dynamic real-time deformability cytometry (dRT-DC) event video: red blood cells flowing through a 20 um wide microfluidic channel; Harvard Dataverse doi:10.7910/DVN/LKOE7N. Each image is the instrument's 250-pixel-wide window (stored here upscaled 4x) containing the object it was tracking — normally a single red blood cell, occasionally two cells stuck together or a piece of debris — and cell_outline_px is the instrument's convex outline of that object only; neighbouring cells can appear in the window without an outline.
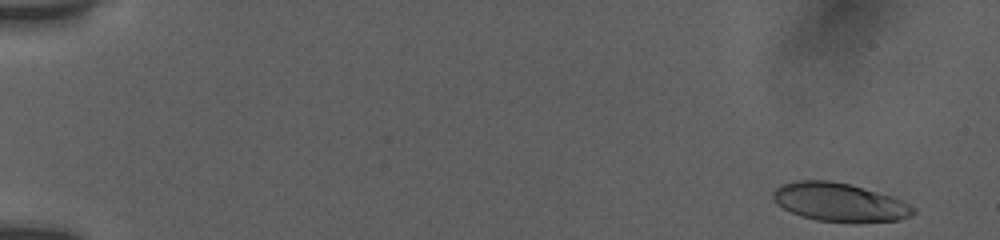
{"species": "human", "species_latin": "Homo sapiens", "temperature_condition": "room temperature", "stored_images_in_passage": 73, "camera_frame_rate_fps": 3000, "um_per_image_px": 0.085, "donor": {"sex": "female"}, "frame": {"image": 1, "passage_image": 3, "time_ms": 0.333, "image_size_px": [1000, 240], "cell_outline_px": [[916, 212], [900, 220], [856, 224], [816, 220], [800, 216], [776, 204], [772, 196], [772, 192], [780, 184], [796, 180], [828, 180], [852, 184], [892, 196], [912, 204], [916, 208]], "centroid_in_image_um": [71.39, 17.2], "position_along_channel_um": 13.6, "area_um2": 32.25}}
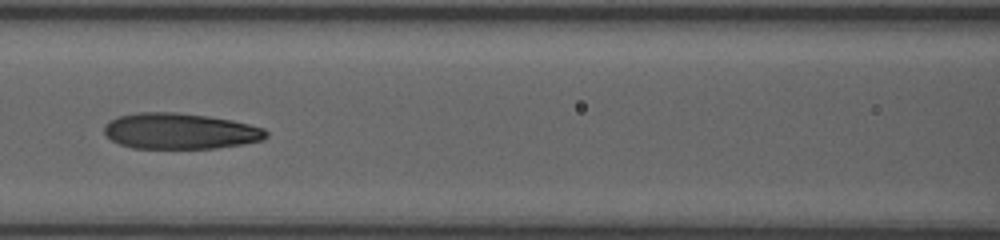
{"frame": {"image": 2, "passage_image": 36, "time_ms": 8.0, "image_size_px": [1000, 240], "cell_outline_px": [[268, 136], [264, 140], [244, 144], [216, 148], [132, 148], [120, 144], [112, 140], [104, 132], [104, 124], [108, 120], [120, 116], [136, 112], [176, 112], [208, 116], [232, 120], [264, 128], [268, 132]], "centroid_in_image_um": [15.31, 11.14], "position_along_channel_um": 151.3, "area_um2": 34.04}}
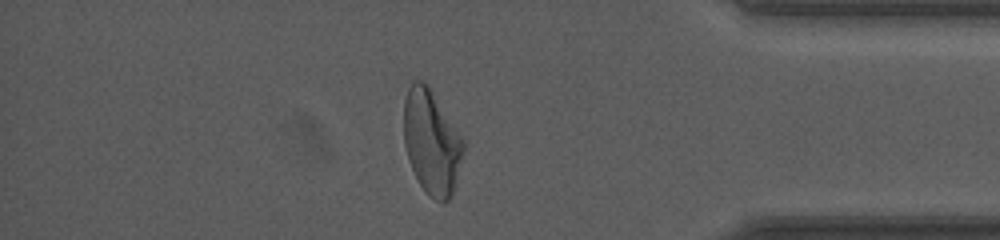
{"frame": {"image": 3, "passage_image": 65, "time_ms": 15.0, "image_size_px": [1000, 240], "cell_outline_px": [[464, 152], [452, 196], [444, 204], [428, 196], [420, 184], [408, 160], [404, 144], [404, 100], [408, 88], [416, 80], [424, 80], [428, 84], [464, 140]], "centroid_in_image_um": [36.69, 12.09], "position_along_channel_um": 398.5, "area_um2": 36.36}, "authors_computed_cell_mechanics": {"area_um2": 33.524, "velocity_mm_per_s": 3.8646, "shape_relaxation_time_tau1_ms": 7.3916, "shape_relaxation_time_tau2_ms": 1.8816, "deformation_change_tau1": 0.2727, "deformation_change_tau2": 0.1011}}